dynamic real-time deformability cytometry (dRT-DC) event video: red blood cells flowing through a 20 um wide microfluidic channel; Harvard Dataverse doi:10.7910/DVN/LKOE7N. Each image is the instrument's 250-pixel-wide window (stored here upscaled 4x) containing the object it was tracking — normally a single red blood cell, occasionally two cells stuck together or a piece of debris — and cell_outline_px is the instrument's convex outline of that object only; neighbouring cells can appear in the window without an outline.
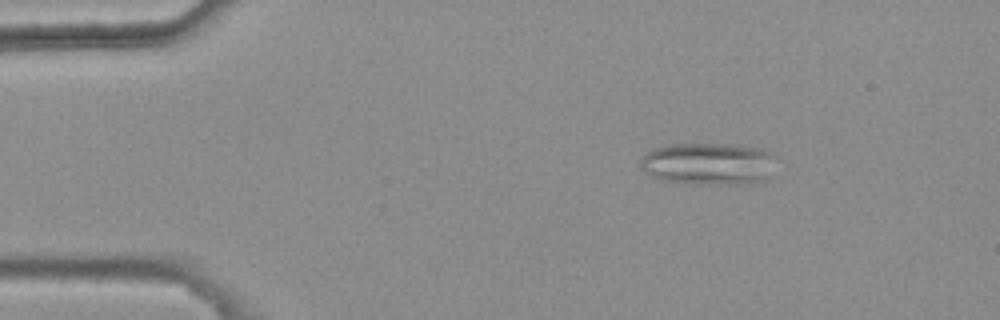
{"species": "common noctule bat (a hibernating species)", "species_latin": "Nyctalus noctula", "temperature_condition": "warm", "stored_images_in_passage": 5, "camera_frame_rate_fps": 3000, "um_per_image_px": 0.085, "animal": {"sex": "female", "body_mass_g": 25.1}, "frame": {"image": 1, "passage_image": 3, "time_ms": 0.667, "image_size_px": [1000, 320], "cell_outline_px": [[780, 156], [768, 180], [732, 184], [696, 184], [664, 180], [652, 176], [640, 168], [640, 160], [652, 148], [668, 144], [736, 144], [760, 148], [772, 152]], "centroid_in_image_um": [60.31, 13.9], "position_along_channel_um": 24.7, "area_um2": 33.99}}